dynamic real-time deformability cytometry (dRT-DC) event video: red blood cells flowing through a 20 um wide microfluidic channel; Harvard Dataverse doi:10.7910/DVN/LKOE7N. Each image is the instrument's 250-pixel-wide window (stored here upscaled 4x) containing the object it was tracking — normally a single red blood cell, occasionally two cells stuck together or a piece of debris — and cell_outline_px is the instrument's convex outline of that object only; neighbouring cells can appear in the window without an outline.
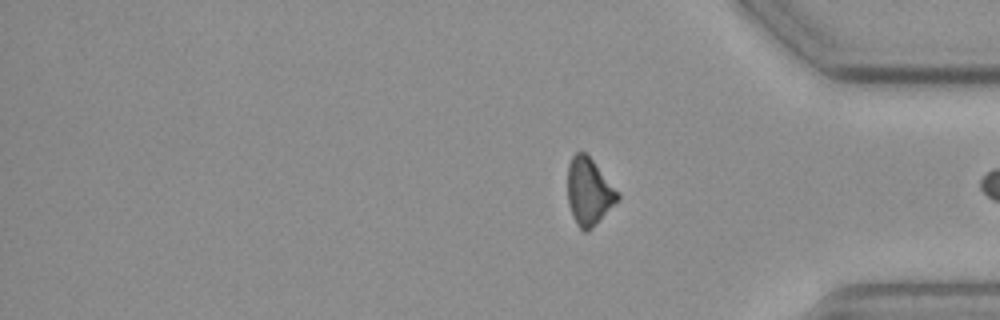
{"species": "common noctule bat (a hibernating species)", "species_latin": "Nyctalus noctula", "temperature_condition": "cold", "stored_images_in_passage": 11, "segment_of_instrument_passage": [2, 2], "camera_frame_rate_fps": 3000, "um_per_image_px": 0.085, "animal": {"sex": "female", "body_mass_g": 19.3, "forearm_length_mm": 54.1}, "frame": {"image": 1, "passage_image": 11, "time_ms": 14.333, "image_size_px": [1000, 320], "cell_outline_px": [[620, 200], [588, 232], [584, 232], [576, 224], [568, 204], [568, 164], [572, 156], [576, 152], [584, 152], [592, 160], [620, 192]], "centroid_in_image_um": [50.08, 16.31], "position_along_channel_um": 385.1, "area_um2": 19.71}}